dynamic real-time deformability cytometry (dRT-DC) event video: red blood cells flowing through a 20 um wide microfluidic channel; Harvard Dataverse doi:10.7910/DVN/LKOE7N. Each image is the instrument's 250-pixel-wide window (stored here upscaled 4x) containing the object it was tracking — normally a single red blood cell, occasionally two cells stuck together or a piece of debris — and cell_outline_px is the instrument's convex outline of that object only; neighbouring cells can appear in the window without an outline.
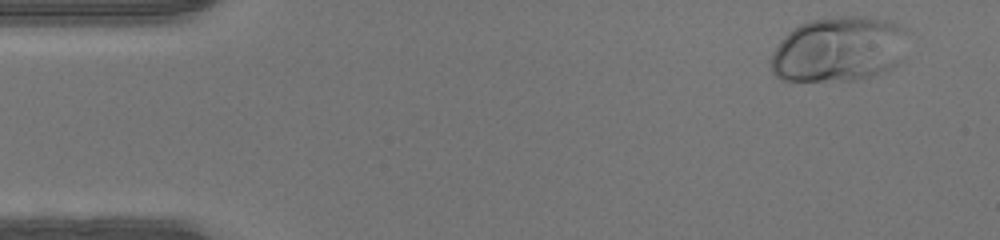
{"species": "human", "species_latin": "Homo sapiens", "temperature_condition": "warm", "stored_images_in_passage": 46, "camera_frame_rate_fps": 3000, "um_per_image_px": 0.085, "donor": {"sex": "male"}, "frame": {"image": 1, "passage_image": 2, "time_ms": 0.333, "image_size_px": [1000, 240], "cell_outline_px": [[912, 32], [904, 60], [888, 68], [868, 76], [856, 80], [780, 80], [772, 72], [768, 60], [772, 52], [784, 36], [792, 28], [808, 20], [836, 16], [864, 16], [888, 20], [908, 28]], "centroid_in_image_um": [71.35, 4.15], "position_along_channel_um": 13.6, "area_um2": 53.06}}
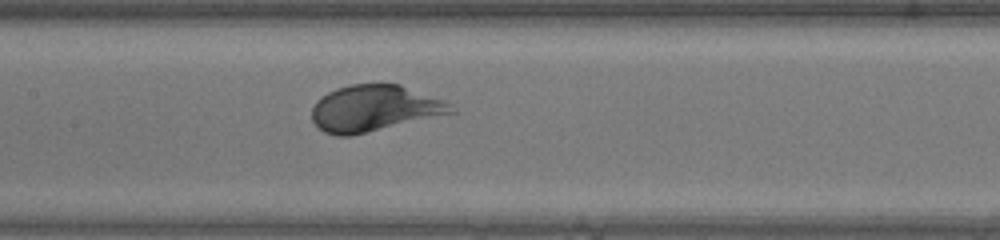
{"frame": {"image": 2, "passage_image": 21, "time_ms": 6.667, "image_size_px": [1000, 240], "cell_outline_px": [[456, 112], [348, 136], [336, 136], [324, 132], [312, 120], [312, 108], [316, 100], [320, 96], [336, 88], [352, 84], [400, 84], [444, 100], [452, 104]], "centroid_in_image_um": [31.8, 9.19], "position_along_channel_um": 175.6, "area_um2": 37.28}}
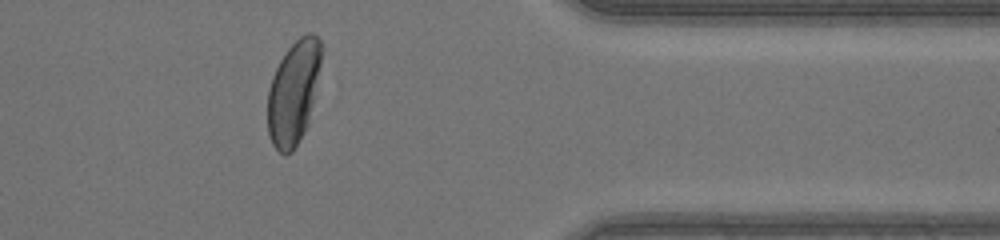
{"frame": {"image": 3, "passage_image": 37, "time_ms": 12.0, "image_size_px": [1000, 240], "cell_outline_px": [[324, 48], [308, 124], [304, 132], [292, 152], [284, 156], [272, 144], [268, 132], [268, 88], [272, 76], [280, 60], [288, 48], [300, 36], [308, 32], [312, 32], [320, 40]], "centroid_in_image_um": [24.96, 7.83], "position_along_channel_um": 386.4, "area_um2": 32.54}}